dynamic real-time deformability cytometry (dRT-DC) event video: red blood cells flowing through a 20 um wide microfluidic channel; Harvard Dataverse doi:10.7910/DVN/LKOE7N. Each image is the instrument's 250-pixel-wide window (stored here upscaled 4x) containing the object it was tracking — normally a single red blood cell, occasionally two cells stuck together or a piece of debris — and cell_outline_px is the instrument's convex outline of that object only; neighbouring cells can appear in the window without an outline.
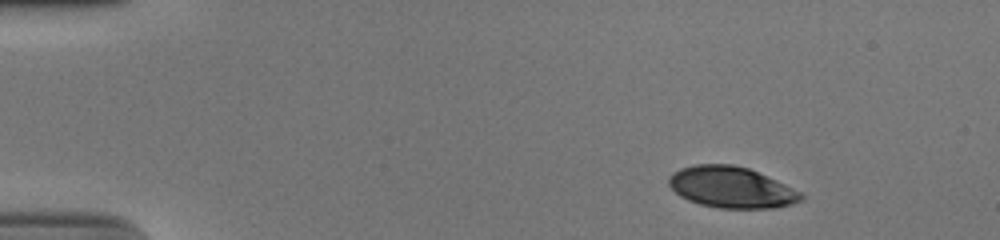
{"species": "human", "species_latin": "Homo sapiens", "temperature_condition": "cold", "stored_images_in_passage": 47, "camera_frame_rate_fps": 3000, "um_per_image_px": 0.085, "donor": {"sex": "male"}, "frame": {"image": 1, "passage_image": 1, "time_ms": 0.0, "image_size_px": [1000, 240], "cell_outline_px": [[804, 200], [792, 204], [776, 208], [720, 208], [700, 204], [688, 200], [680, 196], [668, 184], [668, 176], [672, 172], [680, 168], [696, 164], [732, 164], [748, 168], [804, 192]], "centroid_in_image_um": [62.19, 15.92], "position_along_channel_um": 22.8, "area_um2": 31.96}}
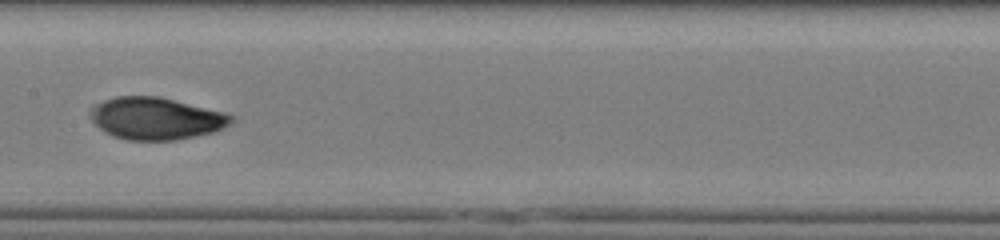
{"frame": {"image": 2, "passage_image": 22, "time_ms": 7.0, "image_size_px": [1000, 240], "cell_outline_px": [[236, 120], [224, 128], [212, 132], [196, 136], [176, 140], [128, 140], [112, 136], [104, 132], [92, 120], [92, 112], [104, 100], [116, 96], [160, 96], [224, 112], [236, 116]], "centroid_in_image_um": [13.34, 10.07], "position_along_channel_um": 194.1, "area_um2": 34.45}}
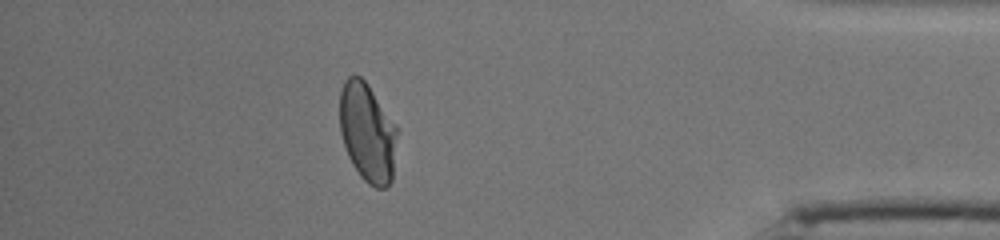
{"frame": {"image": 3, "passage_image": 41, "time_ms": 13.333, "image_size_px": [1000, 240], "cell_outline_px": [[396, 136], [392, 180], [384, 188], [376, 188], [368, 184], [360, 176], [352, 164], [348, 156], [340, 132], [340, 92], [344, 80], [348, 76], [360, 76], [368, 84], [396, 124]], "centroid_in_image_um": [31.22, 11.25], "position_along_channel_um": 404.0, "area_um2": 33.0}, "authors_computed_cell_mechanics": {"area_um2": 33.4662, "velocity_mm_per_s": 3.8902, "shape_relaxation_time_tau1_ms": 4.8058, "shape_relaxation_time_tau2_ms": 1.2499, "deformation_change_tau1": 0.1814, "deformation_change_tau2": 0.0348}}